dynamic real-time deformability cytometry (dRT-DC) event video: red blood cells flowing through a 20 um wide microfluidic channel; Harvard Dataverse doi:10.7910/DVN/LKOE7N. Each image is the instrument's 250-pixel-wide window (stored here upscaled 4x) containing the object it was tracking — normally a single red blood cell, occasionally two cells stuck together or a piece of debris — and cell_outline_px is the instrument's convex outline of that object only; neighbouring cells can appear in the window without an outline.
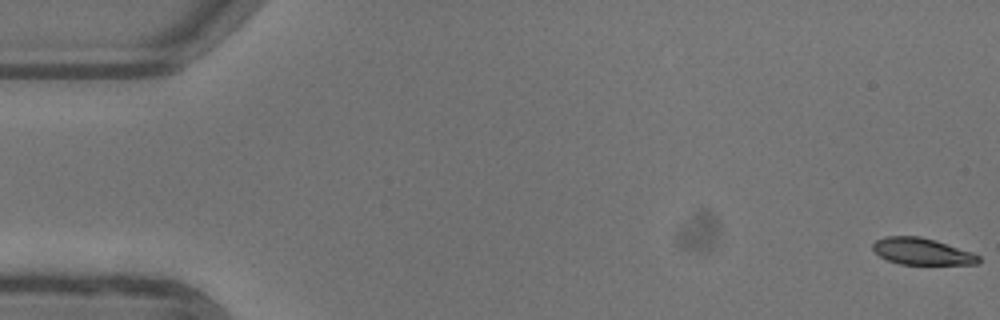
{"species": "common noctule bat (a hibernating species)", "species_latin": "Nyctalus noctula", "temperature_condition": "warm", "stored_images_in_passage": 51, "camera_frame_rate_fps": 3000, "um_per_image_px": 0.085, "animal": {"sex": "female"}, "frame": {"image": 1, "passage_image": 1, "time_ms": 0.0, "image_size_px": [1000, 320], "cell_outline_px": [[980, 260], [976, 264], [900, 264], [888, 260], [880, 256], [872, 248], [872, 244], [876, 240], [884, 236], [920, 236], [936, 240], [972, 252], [980, 256]], "centroid_in_image_um": [78.36, 21.36], "position_along_channel_um": 6.6, "area_um2": 16.42}}
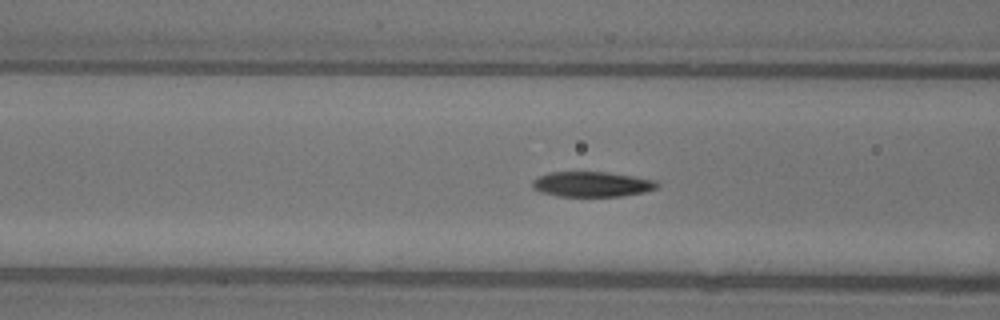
{"frame": {"image": 2, "passage_image": 21, "time_ms": 6.667, "image_size_px": [1000, 320], "cell_outline_px": [[660, 184], [656, 188], [644, 192], [620, 196], [556, 196], [540, 192], [532, 188], [532, 180], [536, 176], [548, 172], [604, 172], [632, 176], [656, 180]], "centroid_in_image_um": [50.26, 15.65], "position_along_channel_um": 116.3, "area_um2": 18.38}}
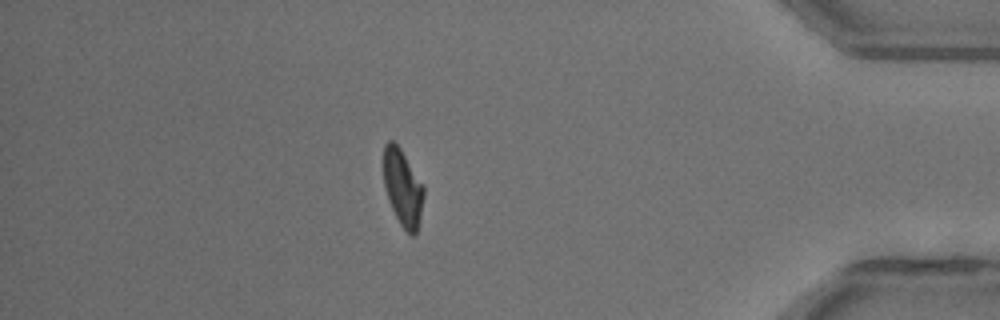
{"frame": {"image": 3, "passage_image": 46, "time_ms": 15.0, "image_size_px": [1000, 320], "cell_outline_px": [[424, 196], [416, 236], [412, 236], [400, 224], [388, 200], [384, 184], [384, 144], [388, 140], [392, 140], [400, 148], [424, 184]], "centroid_in_image_um": [34.24, 15.95], "position_along_channel_um": 401.0, "area_um2": 17.92}}